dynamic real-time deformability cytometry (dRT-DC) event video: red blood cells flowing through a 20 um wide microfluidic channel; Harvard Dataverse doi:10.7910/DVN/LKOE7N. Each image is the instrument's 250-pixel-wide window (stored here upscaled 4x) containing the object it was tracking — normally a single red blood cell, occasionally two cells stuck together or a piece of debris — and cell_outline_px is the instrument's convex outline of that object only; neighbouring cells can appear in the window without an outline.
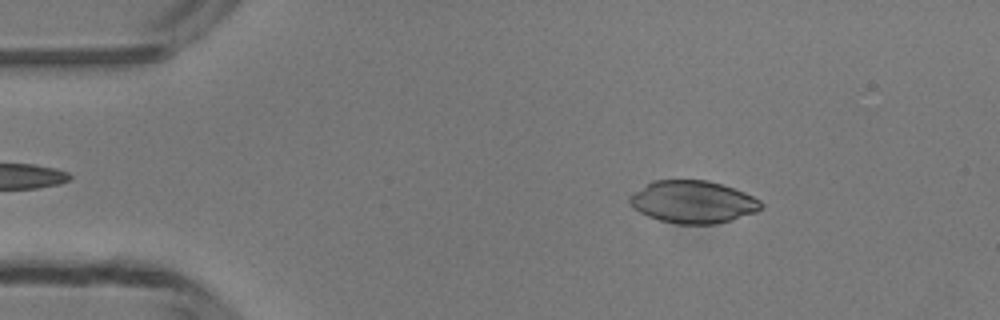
{"species": "common noctule bat (a hibernating species)", "species_latin": "Nyctalus noctula", "temperature_condition": "room temperature", "stored_images_in_passage": 48, "camera_frame_rate_fps": 3000, "um_per_image_px": 0.085, "animal": {"sex": "male", "body_mass_g": 13.3}, "frame": {"image": 1, "passage_image": 7, "time_ms": 2.0, "image_size_px": [1000, 320], "cell_outline_px": [[764, 204], [756, 212], [732, 220], [716, 224], [680, 224], [660, 220], [648, 216], [640, 212], [628, 200], [628, 196], [632, 192], [652, 180], [708, 180], [744, 192], [760, 200]], "centroid_in_image_um": [58.89, 17.16], "position_along_channel_um": 26.1, "area_um2": 32.43}}
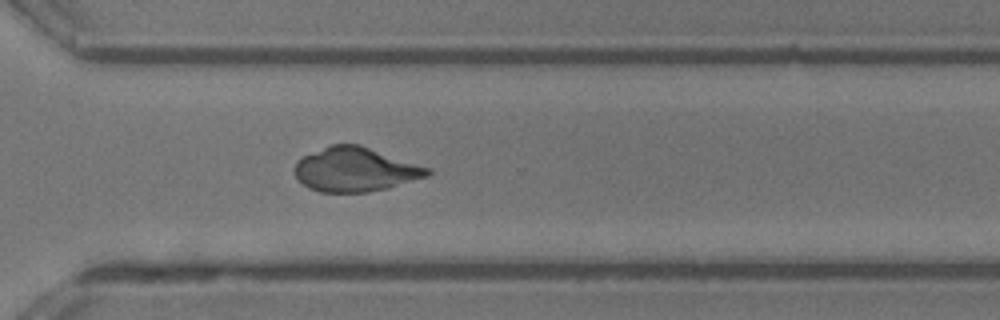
{"frame": {"image": 2, "passage_image": 34, "time_ms": 11.0, "image_size_px": [1000, 320], "cell_outline_px": [[432, 172], [428, 176], [388, 188], [368, 192], [320, 192], [308, 188], [296, 176], [296, 160], [304, 156], [332, 144], [360, 144], [432, 168]], "centroid_in_image_um": [30.25, 14.41], "position_along_channel_um": 340.3, "area_um2": 34.16}}
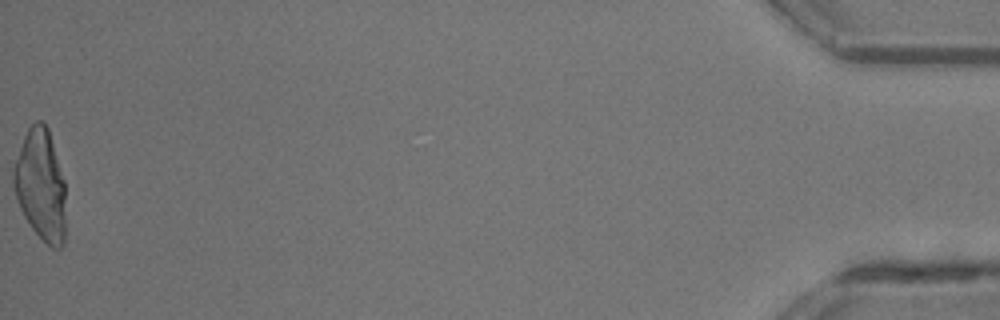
{"frame": {"image": 3, "passage_image": 48, "time_ms": 15.667, "image_size_px": [1000, 320], "cell_outline_px": [[64, 244], [60, 248], [52, 248], [32, 228], [24, 216], [20, 208], [12, 184], [12, 168], [24, 136], [28, 128], [36, 120], [40, 120], [48, 128], [64, 180]], "centroid_in_image_um": [3.43, 15.71], "position_along_channel_um": 431.8, "area_um2": 33.52}}